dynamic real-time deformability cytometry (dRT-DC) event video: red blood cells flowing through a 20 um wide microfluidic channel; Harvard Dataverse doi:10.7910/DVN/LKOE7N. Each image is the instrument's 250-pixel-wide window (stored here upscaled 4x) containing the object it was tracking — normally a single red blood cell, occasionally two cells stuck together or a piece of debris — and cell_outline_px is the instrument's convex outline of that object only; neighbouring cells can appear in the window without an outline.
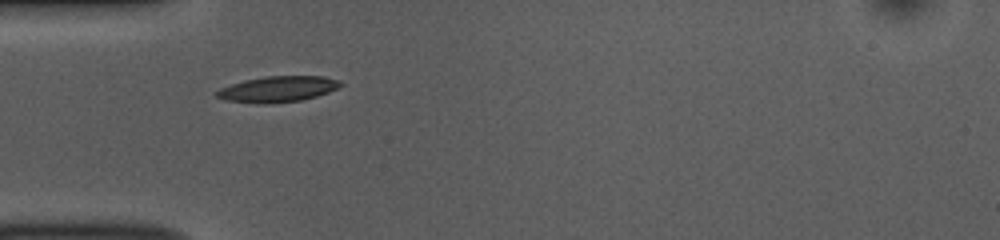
{"species": "common noctule bat (a hibernating species)", "species_latin": "Nyctalus noctula", "temperature_condition": "room temperature", "stored_images_in_passage": 37, "camera_frame_rate_fps": 3000, "um_per_image_px": 0.085, "animal": {"sex": "female", "body_mass_g": 10.0, "forearm_length_mm": 53.1}, "frame": {"image": 1, "passage_image": 1, "time_ms": 0.0, "image_size_px": [1000, 240], "cell_outline_px": [[344, 84], [328, 92], [316, 96], [300, 100], [264, 104], [256, 104], [228, 100], [216, 96], [216, 92], [220, 88], [244, 80], [264, 76], [324, 76], [340, 80]], "centroid_in_image_um": [23.62, 7.56], "position_along_channel_um": 61.4, "area_um2": 18.55}}
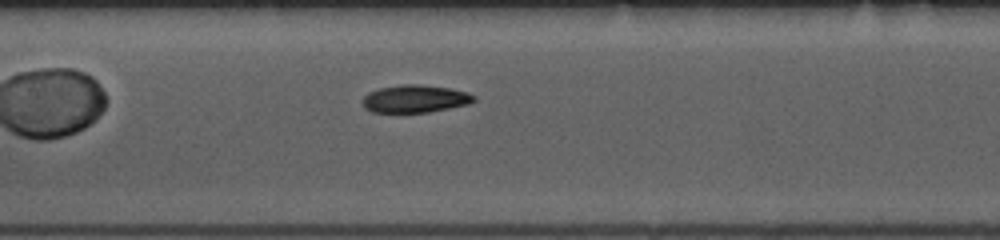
{"frame": {"image": 2, "passage_image": 10, "time_ms": 3.0, "image_size_px": [1000, 240], "cell_outline_px": [[476, 100], [468, 104], [428, 112], [372, 112], [364, 108], [364, 96], [368, 92], [380, 88], [404, 84], [416, 84], [452, 88], [468, 92], [476, 96]], "centroid_in_image_um": [35.31, 8.39], "position_along_channel_um": 172.1, "area_um2": 17.86}}
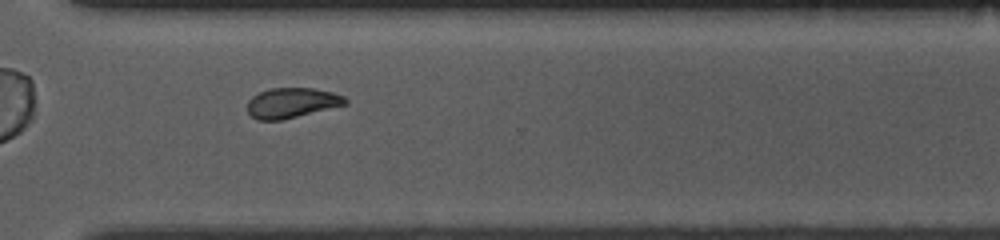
{"frame": {"image": 3, "passage_image": 24, "time_ms": 7.667, "image_size_px": [1000, 240], "cell_outline_px": [[348, 104], [280, 120], [260, 120], [252, 116], [248, 112], [248, 100], [252, 96], [260, 92], [272, 88], [312, 88], [332, 92], [344, 96], [348, 100]], "centroid_in_image_um": [24.82, 8.73], "position_along_channel_um": 345.8, "area_um2": 16.99}, "authors_computed_cell_mechanics": {"area_um2": 18.3226, "velocity_mm_per_s": 3.7381, "shape_relaxation_time_tau1_ms": 3.1903, "shape_relaxation_time_tau2_ms": 4.348, "deformation_change_tau1": 0.1209, "deformation_change_tau2": 0.102}}